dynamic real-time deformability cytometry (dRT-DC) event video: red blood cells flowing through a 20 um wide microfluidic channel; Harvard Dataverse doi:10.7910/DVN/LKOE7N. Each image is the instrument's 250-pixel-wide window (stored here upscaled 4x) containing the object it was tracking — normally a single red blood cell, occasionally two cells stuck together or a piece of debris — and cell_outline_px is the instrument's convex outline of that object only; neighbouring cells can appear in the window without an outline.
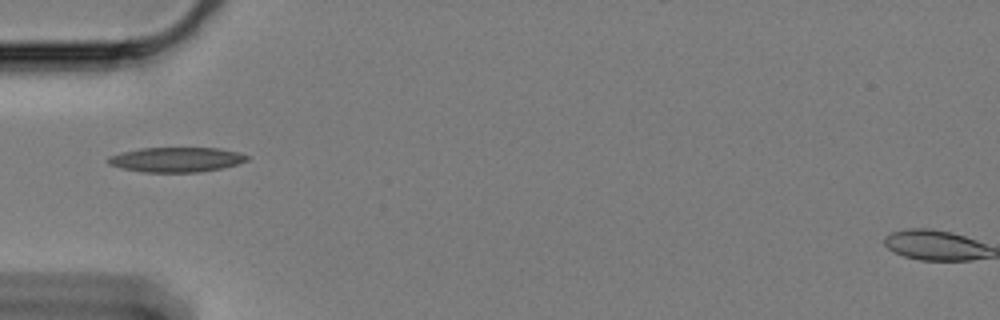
{"species": "Egyptian fruit bat (a non-hibernating species)", "species_latin": "Rousettus aegyptiacus", "temperature_condition": "cold", "stored_images_in_passage": 39, "camera_frame_rate_fps": 3000, "um_per_image_px": 0.085, "animal": {"sex": "female"}, "frame": {"image": 1, "passage_image": 1, "time_ms": 0.0, "image_size_px": [1000, 320], "cell_outline_px": [[248, 160], [236, 164], [220, 168], [196, 172], [144, 172], [124, 168], [108, 164], [108, 156], [120, 152], [140, 148], [216, 148], [240, 152], [248, 156]], "centroid_in_image_um": [14.96, 13.55], "position_along_channel_um": 70.0, "area_um2": 19.88}}
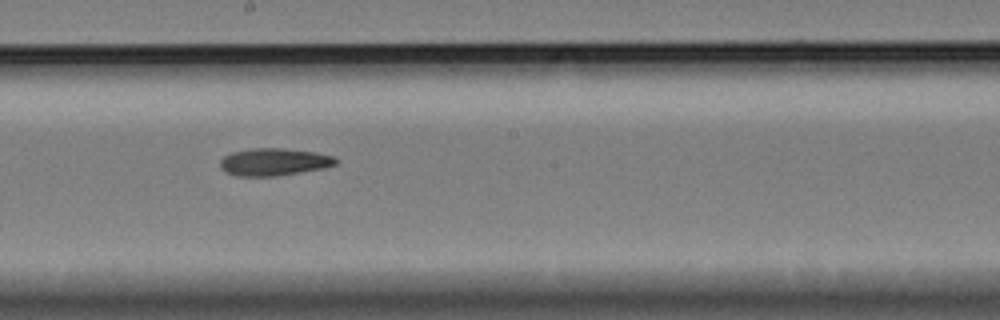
{"frame": {"image": 2, "passage_image": 15, "time_ms": 4.667, "image_size_px": [1000, 320], "cell_outline_px": [[340, 160], [336, 164], [324, 168], [276, 176], [236, 176], [220, 168], [220, 160], [224, 156], [232, 152], [252, 148], [280, 148], [316, 152], [332, 156]], "centroid_in_image_um": [23.29, 13.76], "position_along_channel_um": 224.9, "area_um2": 18.44}}
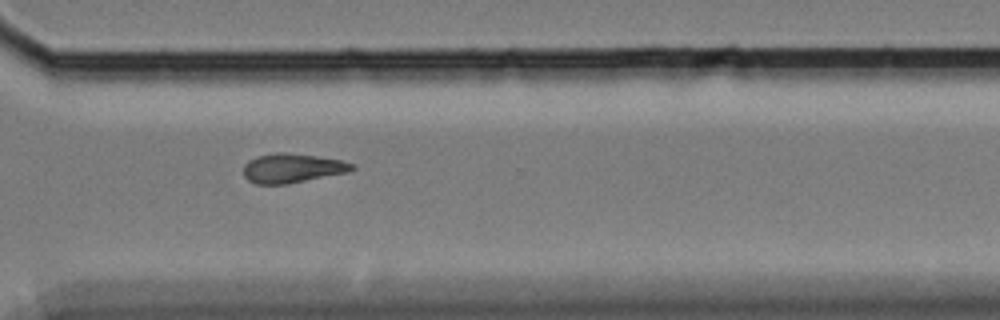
{"frame": {"image": 3, "passage_image": 26, "time_ms": 8.333, "image_size_px": [1000, 320], "cell_outline_px": [[356, 168], [348, 172], [288, 184], [256, 184], [248, 180], [244, 176], [244, 164], [248, 160], [256, 156], [276, 152], [284, 152], [316, 156], [340, 160], [352, 164]], "centroid_in_image_um": [24.8, 14.29], "position_along_channel_um": 345.8, "area_um2": 18.5}}